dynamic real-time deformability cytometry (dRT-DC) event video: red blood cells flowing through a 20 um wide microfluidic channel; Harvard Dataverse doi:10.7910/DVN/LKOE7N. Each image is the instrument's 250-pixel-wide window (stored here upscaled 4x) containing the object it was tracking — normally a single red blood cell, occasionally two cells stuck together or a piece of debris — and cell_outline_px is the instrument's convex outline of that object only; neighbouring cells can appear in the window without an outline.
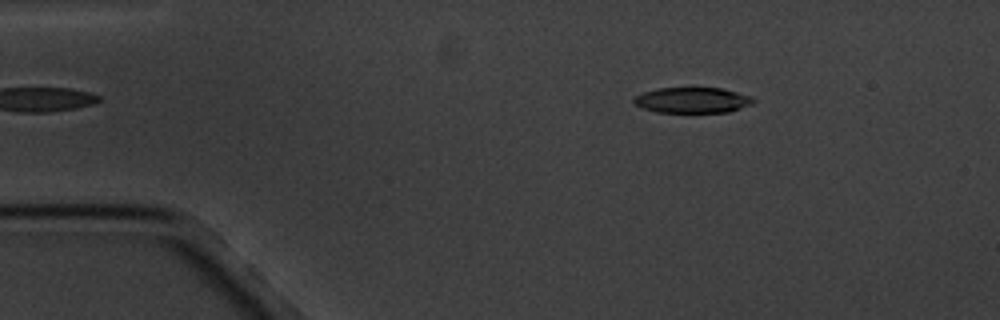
{"species": "common noctule bat (a hibernating species)", "species_latin": "Nyctalus noctula", "temperature_condition": "cold", "stored_images_in_passage": 2, "camera_frame_rate_fps": 3000, "um_per_image_px": 0.085, "animal": {"sex": "male", "body_mass_g": 20.1, "forearm_length_mm": 53.5}, "frame": {"image": 1, "passage_image": 1, "time_ms": 0.0, "image_size_px": [1000, 320], "cell_outline_px": [[756, 100], [752, 104], [728, 112], [656, 112], [644, 108], [636, 104], [632, 100], [636, 96], [644, 92], [656, 88], [720, 88], [752, 96]], "centroid_in_image_um": [58.87, 8.51], "position_along_channel_um": 26.1, "area_um2": 17.69}}